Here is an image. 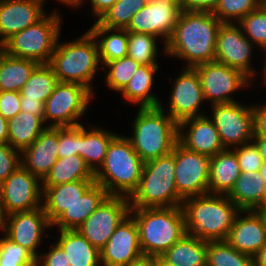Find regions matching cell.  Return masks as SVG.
Returning a JSON list of instances; mask_svg holds the SVG:
<instances>
[{
  "instance_id": "1",
  "label": "cell",
  "mask_w": 266,
  "mask_h": 266,
  "mask_svg": "<svg viewBox=\"0 0 266 266\" xmlns=\"http://www.w3.org/2000/svg\"><path fill=\"white\" fill-rule=\"evenodd\" d=\"M221 24L210 12L181 11L163 53L186 60L185 67L214 62Z\"/></svg>"
},
{
  "instance_id": "2",
  "label": "cell",
  "mask_w": 266,
  "mask_h": 266,
  "mask_svg": "<svg viewBox=\"0 0 266 266\" xmlns=\"http://www.w3.org/2000/svg\"><path fill=\"white\" fill-rule=\"evenodd\" d=\"M186 233L204 241L226 240L243 211L227 195L204 194L183 200Z\"/></svg>"
},
{
  "instance_id": "3",
  "label": "cell",
  "mask_w": 266,
  "mask_h": 266,
  "mask_svg": "<svg viewBox=\"0 0 266 266\" xmlns=\"http://www.w3.org/2000/svg\"><path fill=\"white\" fill-rule=\"evenodd\" d=\"M143 165L130 140L117 134L107 148L101 169L95 173V182L109 196L130 198L139 186Z\"/></svg>"
},
{
  "instance_id": "4",
  "label": "cell",
  "mask_w": 266,
  "mask_h": 266,
  "mask_svg": "<svg viewBox=\"0 0 266 266\" xmlns=\"http://www.w3.org/2000/svg\"><path fill=\"white\" fill-rule=\"evenodd\" d=\"M143 255L161 256L186 234L182 207L131 208Z\"/></svg>"
},
{
  "instance_id": "5",
  "label": "cell",
  "mask_w": 266,
  "mask_h": 266,
  "mask_svg": "<svg viewBox=\"0 0 266 266\" xmlns=\"http://www.w3.org/2000/svg\"><path fill=\"white\" fill-rule=\"evenodd\" d=\"M133 122V136L127 137L135 152L145 163L167 155L178 142V123L159 107L138 110Z\"/></svg>"
},
{
  "instance_id": "6",
  "label": "cell",
  "mask_w": 266,
  "mask_h": 266,
  "mask_svg": "<svg viewBox=\"0 0 266 266\" xmlns=\"http://www.w3.org/2000/svg\"><path fill=\"white\" fill-rule=\"evenodd\" d=\"M129 200L131 208L182 207L175 186V146L171 153L144 163L139 186Z\"/></svg>"
},
{
  "instance_id": "7",
  "label": "cell",
  "mask_w": 266,
  "mask_h": 266,
  "mask_svg": "<svg viewBox=\"0 0 266 266\" xmlns=\"http://www.w3.org/2000/svg\"><path fill=\"white\" fill-rule=\"evenodd\" d=\"M99 63V48L96 39L88 30L72 42L60 44L57 40L49 65L59 82L77 83L92 91L90 84Z\"/></svg>"
},
{
  "instance_id": "8",
  "label": "cell",
  "mask_w": 266,
  "mask_h": 266,
  "mask_svg": "<svg viewBox=\"0 0 266 266\" xmlns=\"http://www.w3.org/2000/svg\"><path fill=\"white\" fill-rule=\"evenodd\" d=\"M57 12L45 15L37 23L12 35L3 43V52L16 58L49 64L61 29Z\"/></svg>"
},
{
  "instance_id": "9",
  "label": "cell",
  "mask_w": 266,
  "mask_h": 266,
  "mask_svg": "<svg viewBox=\"0 0 266 266\" xmlns=\"http://www.w3.org/2000/svg\"><path fill=\"white\" fill-rule=\"evenodd\" d=\"M93 91L77 83L59 82L44 104V123L52 121L48 127H72L80 125L88 108ZM54 121V122H53Z\"/></svg>"
},
{
  "instance_id": "10",
  "label": "cell",
  "mask_w": 266,
  "mask_h": 266,
  "mask_svg": "<svg viewBox=\"0 0 266 266\" xmlns=\"http://www.w3.org/2000/svg\"><path fill=\"white\" fill-rule=\"evenodd\" d=\"M130 209L129 198L108 196L77 231L101 251L115 229L130 215Z\"/></svg>"
},
{
  "instance_id": "11",
  "label": "cell",
  "mask_w": 266,
  "mask_h": 266,
  "mask_svg": "<svg viewBox=\"0 0 266 266\" xmlns=\"http://www.w3.org/2000/svg\"><path fill=\"white\" fill-rule=\"evenodd\" d=\"M212 121L220 135L223 146L237 147L251 142L254 137V117L252 105L240 102L212 104Z\"/></svg>"
},
{
  "instance_id": "12",
  "label": "cell",
  "mask_w": 266,
  "mask_h": 266,
  "mask_svg": "<svg viewBox=\"0 0 266 266\" xmlns=\"http://www.w3.org/2000/svg\"><path fill=\"white\" fill-rule=\"evenodd\" d=\"M210 157L175 144V186L184 200L208 194Z\"/></svg>"
},
{
  "instance_id": "13",
  "label": "cell",
  "mask_w": 266,
  "mask_h": 266,
  "mask_svg": "<svg viewBox=\"0 0 266 266\" xmlns=\"http://www.w3.org/2000/svg\"><path fill=\"white\" fill-rule=\"evenodd\" d=\"M193 68L198 73L204 99L211 100V105L236 102L230 95L249 86L251 80L243 72L216 61L199 64Z\"/></svg>"
},
{
  "instance_id": "14",
  "label": "cell",
  "mask_w": 266,
  "mask_h": 266,
  "mask_svg": "<svg viewBox=\"0 0 266 266\" xmlns=\"http://www.w3.org/2000/svg\"><path fill=\"white\" fill-rule=\"evenodd\" d=\"M42 181L20 165L1 186L6 215L42 206Z\"/></svg>"
},
{
  "instance_id": "15",
  "label": "cell",
  "mask_w": 266,
  "mask_h": 266,
  "mask_svg": "<svg viewBox=\"0 0 266 266\" xmlns=\"http://www.w3.org/2000/svg\"><path fill=\"white\" fill-rule=\"evenodd\" d=\"M235 23L234 21V23L220 25L215 48V61L237 69L250 79H254L253 77L257 73L250 65L254 44L244 35L241 27Z\"/></svg>"
},
{
  "instance_id": "16",
  "label": "cell",
  "mask_w": 266,
  "mask_h": 266,
  "mask_svg": "<svg viewBox=\"0 0 266 266\" xmlns=\"http://www.w3.org/2000/svg\"><path fill=\"white\" fill-rule=\"evenodd\" d=\"M180 12V8L171 2L149 0L146 6L133 15L126 30L162 37L166 45L172 36Z\"/></svg>"
},
{
  "instance_id": "17",
  "label": "cell",
  "mask_w": 266,
  "mask_h": 266,
  "mask_svg": "<svg viewBox=\"0 0 266 266\" xmlns=\"http://www.w3.org/2000/svg\"><path fill=\"white\" fill-rule=\"evenodd\" d=\"M0 227L11 241L28 249L36 258V249L41 243L45 230L51 227L43 207L30 211L14 212L6 216ZM8 219V220H7Z\"/></svg>"
},
{
  "instance_id": "18",
  "label": "cell",
  "mask_w": 266,
  "mask_h": 266,
  "mask_svg": "<svg viewBox=\"0 0 266 266\" xmlns=\"http://www.w3.org/2000/svg\"><path fill=\"white\" fill-rule=\"evenodd\" d=\"M204 95L197 71L192 67H184L176 79L169 101L168 113L178 124L182 121L202 116L199 113Z\"/></svg>"
},
{
  "instance_id": "19",
  "label": "cell",
  "mask_w": 266,
  "mask_h": 266,
  "mask_svg": "<svg viewBox=\"0 0 266 266\" xmlns=\"http://www.w3.org/2000/svg\"><path fill=\"white\" fill-rule=\"evenodd\" d=\"M100 254L103 266H127L143 256L139 244V229L131 215L115 229Z\"/></svg>"
},
{
  "instance_id": "20",
  "label": "cell",
  "mask_w": 266,
  "mask_h": 266,
  "mask_svg": "<svg viewBox=\"0 0 266 266\" xmlns=\"http://www.w3.org/2000/svg\"><path fill=\"white\" fill-rule=\"evenodd\" d=\"M187 133L184 128L188 127ZM178 142L186 149L213 157L224 151L220 135L211 117L206 115L189 118L178 124Z\"/></svg>"
},
{
  "instance_id": "21",
  "label": "cell",
  "mask_w": 266,
  "mask_h": 266,
  "mask_svg": "<svg viewBox=\"0 0 266 266\" xmlns=\"http://www.w3.org/2000/svg\"><path fill=\"white\" fill-rule=\"evenodd\" d=\"M45 0H0V41L37 23L47 13Z\"/></svg>"
},
{
  "instance_id": "22",
  "label": "cell",
  "mask_w": 266,
  "mask_h": 266,
  "mask_svg": "<svg viewBox=\"0 0 266 266\" xmlns=\"http://www.w3.org/2000/svg\"><path fill=\"white\" fill-rule=\"evenodd\" d=\"M58 146L59 127H47L21 152V165L42 181L56 163Z\"/></svg>"
},
{
  "instance_id": "23",
  "label": "cell",
  "mask_w": 266,
  "mask_h": 266,
  "mask_svg": "<svg viewBox=\"0 0 266 266\" xmlns=\"http://www.w3.org/2000/svg\"><path fill=\"white\" fill-rule=\"evenodd\" d=\"M243 213L247 215H237L226 241L237 251L254 257L266 244V226L255 210Z\"/></svg>"
},
{
  "instance_id": "24",
  "label": "cell",
  "mask_w": 266,
  "mask_h": 266,
  "mask_svg": "<svg viewBox=\"0 0 266 266\" xmlns=\"http://www.w3.org/2000/svg\"><path fill=\"white\" fill-rule=\"evenodd\" d=\"M95 180H80L54 186H41L42 207L52 225L69 207L87 191Z\"/></svg>"
},
{
  "instance_id": "25",
  "label": "cell",
  "mask_w": 266,
  "mask_h": 266,
  "mask_svg": "<svg viewBox=\"0 0 266 266\" xmlns=\"http://www.w3.org/2000/svg\"><path fill=\"white\" fill-rule=\"evenodd\" d=\"M241 174L233 148L210 157L208 193L228 195Z\"/></svg>"
},
{
  "instance_id": "26",
  "label": "cell",
  "mask_w": 266,
  "mask_h": 266,
  "mask_svg": "<svg viewBox=\"0 0 266 266\" xmlns=\"http://www.w3.org/2000/svg\"><path fill=\"white\" fill-rule=\"evenodd\" d=\"M108 196L107 191L94 182L82 197L51 225V228L58 226L59 230H77Z\"/></svg>"
},
{
  "instance_id": "27",
  "label": "cell",
  "mask_w": 266,
  "mask_h": 266,
  "mask_svg": "<svg viewBox=\"0 0 266 266\" xmlns=\"http://www.w3.org/2000/svg\"><path fill=\"white\" fill-rule=\"evenodd\" d=\"M266 193V183L259 171L241 172L227 197L242 211L258 208Z\"/></svg>"
},
{
  "instance_id": "28",
  "label": "cell",
  "mask_w": 266,
  "mask_h": 266,
  "mask_svg": "<svg viewBox=\"0 0 266 266\" xmlns=\"http://www.w3.org/2000/svg\"><path fill=\"white\" fill-rule=\"evenodd\" d=\"M57 244L64 250L70 266H101L100 251L77 230H59Z\"/></svg>"
},
{
  "instance_id": "29",
  "label": "cell",
  "mask_w": 266,
  "mask_h": 266,
  "mask_svg": "<svg viewBox=\"0 0 266 266\" xmlns=\"http://www.w3.org/2000/svg\"><path fill=\"white\" fill-rule=\"evenodd\" d=\"M115 136L114 132H108L97 127L87 131L80 124L79 156L84 159L94 174L104 163L107 148Z\"/></svg>"
},
{
  "instance_id": "30",
  "label": "cell",
  "mask_w": 266,
  "mask_h": 266,
  "mask_svg": "<svg viewBox=\"0 0 266 266\" xmlns=\"http://www.w3.org/2000/svg\"><path fill=\"white\" fill-rule=\"evenodd\" d=\"M43 119L24 111L8 119V143L19 152L29 147L48 127Z\"/></svg>"
},
{
  "instance_id": "31",
  "label": "cell",
  "mask_w": 266,
  "mask_h": 266,
  "mask_svg": "<svg viewBox=\"0 0 266 266\" xmlns=\"http://www.w3.org/2000/svg\"><path fill=\"white\" fill-rule=\"evenodd\" d=\"M158 68V66L141 65L120 91L123 97L128 102L140 104V108L159 107L161 102L157 95H153L150 92L154 82L153 75Z\"/></svg>"
},
{
  "instance_id": "32",
  "label": "cell",
  "mask_w": 266,
  "mask_h": 266,
  "mask_svg": "<svg viewBox=\"0 0 266 266\" xmlns=\"http://www.w3.org/2000/svg\"><path fill=\"white\" fill-rule=\"evenodd\" d=\"M207 241L186 233L161 257L175 266H206Z\"/></svg>"
},
{
  "instance_id": "33",
  "label": "cell",
  "mask_w": 266,
  "mask_h": 266,
  "mask_svg": "<svg viewBox=\"0 0 266 266\" xmlns=\"http://www.w3.org/2000/svg\"><path fill=\"white\" fill-rule=\"evenodd\" d=\"M37 61L0 54V91L20 92L30 78Z\"/></svg>"
},
{
  "instance_id": "34",
  "label": "cell",
  "mask_w": 266,
  "mask_h": 266,
  "mask_svg": "<svg viewBox=\"0 0 266 266\" xmlns=\"http://www.w3.org/2000/svg\"><path fill=\"white\" fill-rule=\"evenodd\" d=\"M80 180H95V174L79 155H71L57 158L41 184L42 186H54Z\"/></svg>"
},
{
  "instance_id": "35",
  "label": "cell",
  "mask_w": 266,
  "mask_h": 266,
  "mask_svg": "<svg viewBox=\"0 0 266 266\" xmlns=\"http://www.w3.org/2000/svg\"><path fill=\"white\" fill-rule=\"evenodd\" d=\"M89 31L96 39L101 64L104 65L107 62L127 56L128 31L126 29H110L95 21ZM111 31L115 33H110ZM108 33L110 34L108 35ZM106 34L107 36H105Z\"/></svg>"
},
{
  "instance_id": "36",
  "label": "cell",
  "mask_w": 266,
  "mask_h": 266,
  "mask_svg": "<svg viewBox=\"0 0 266 266\" xmlns=\"http://www.w3.org/2000/svg\"><path fill=\"white\" fill-rule=\"evenodd\" d=\"M59 83L54 70L49 64H39L20 90V96L45 101Z\"/></svg>"
},
{
  "instance_id": "37",
  "label": "cell",
  "mask_w": 266,
  "mask_h": 266,
  "mask_svg": "<svg viewBox=\"0 0 266 266\" xmlns=\"http://www.w3.org/2000/svg\"><path fill=\"white\" fill-rule=\"evenodd\" d=\"M206 266H254V257L237 251L226 240L207 241Z\"/></svg>"
},
{
  "instance_id": "38",
  "label": "cell",
  "mask_w": 266,
  "mask_h": 266,
  "mask_svg": "<svg viewBox=\"0 0 266 266\" xmlns=\"http://www.w3.org/2000/svg\"><path fill=\"white\" fill-rule=\"evenodd\" d=\"M148 1L117 0L96 22L110 29H127L133 15L146 6Z\"/></svg>"
},
{
  "instance_id": "39",
  "label": "cell",
  "mask_w": 266,
  "mask_h": 266,
  "mask_svg": "<svg viewBox=\"0 0 266 266\" xmlns=\"http://www.w3.org/2000/svg\"><path fill=\"white\" fill-rule=\"evenodd\" d=\"M156 38L146 33L128 32L127 56L142 65L158 66Z\"/></svg>"
},
{
  "instance_id": "40",
  "label": "cell",
  "mask_w": 266,
  "mask_h": 266,
  "mask_svg": "<svg viewBox=\"0 0 266 266\" xmlns=\"http://www.w3.org/2000/svg\"><path fill=\"white\" fill-rule=\"evenodd\" d=\"M104 65L105 73L107 72L106 67L109 68L105 76V84H107L110 90L112 89L120 92L142 64L126 56L107 62Z\"/></svg>"
},
{
  "instance_id": "41",
  "label": "cell",
  "mask_w": 266,
  "mask_h": 266,
  "mask_svg": "<svg viewBox=\"0 0 266 266\" xmlns=\"http://www.w3.org/2000/svg\"><path fill=\"white\" fill-rule=\"evenodd\" d=\"M243 33L254 44L266 50V8L258 7L243 17L238 23Z\"/></svg>"
},
{
  "instance_id": "42",
  "label": "cell",
  "mask_w": 266,
  "mask_h": 266,
  "mask_svg": "<svg viewBox=\"0 0 266 266\" xmlns=\"http://www.w3.org/2000/svg\"><path fill=\"white\" fill-rule=\"evenodd\" d=\"M259 7L257 0H219L217 8L212 12L222 23L239 22L250 12Z\"/></svg>"
},
{
  "instance_id": "43",
  "label": "cell",
  "mask_w": 266,
  "mask_h": 266,
  "mask_svg": "<svg viewBox=\"0 0 266 266\" xmlns=\"http://www.w3.org/2000/svg\"><path fill=\"white\" fill-rule=\"evenodd\" d=\"M36 257L25 247L4 236L0 238V266H29Z\"/></svg>"
},
{
  "instance_id": "44",
  "label": "cell",
  "mask_w": 266,
  "mask_h": 266,
  "mask_svg": "<svg viewBox=\"0 0 266 266\" xmlns=\"http://www.w3.org/2000/svg\"><path fill=\"white\" fill-rule=\"evenodd\" d=\"M233 151L236 154L241 172L259 171L263 160L259 149L253 140L234 147Z\"/></svg>"
},
{
  "instance_id": "45",
  "label": "cell",
  "mask_w": 266,
  "mask_h": 266,
  "mask_svg": "<svg viewBox=\"0 0 266 266\" xmlns=\"http://www.w3.org/2000/svg\"><path fill=\"white\" fill-rule=\"evenodd\" d=\"M80 125L59 127L58 158L79 155Z\"/></svg>"
},
{
  "instance_id": "46",
  "label": "cell",
  "mask_w": 266,
  "mask_h": 266,
  "mask_svg": "<svg viewBox=\"0 0 266 266\" xmlns=\"http://www.w3.org/2000/svg\"><path fill=\"white\" fill-rule=\"evenodd\" d=\"M20 153L9 143H0V184L21 165Z\"/></svg>"
},
{
  "instance_id": "47",
  "label": "cell",
  "mask_w": 266,
  "mask_h": 266,
  "mask_svg": "<svg viewBox=\"0 0 266 266\" xmlns=\"http://www.w3.org/2000/svg\"><path fill=\"white\" fill-rule=\"evenodd\" d=\"M20 111V92L0 91V114L8 120Z\"/></svg>"
},
{
  "instance_id": "48",
  "label": "cell",
  "mask_w": 266,
  "mask_h": 266,
  "mask_svg": "<svg viewBox=\"0 0 266 266\" xmlns=\"http://www.w3.org/2000/svg\"><path fill=\"white\" fill-rule=\"evenodd\" d=\"M36 262L39 266H70L66 253L57 243L52 245L47 254L39 255Z\"/></svg>"
},
{
  "instance_id": "49",
  "label": "cell",
  "mask_w": 266,
  "mask_h": 266,
  "mask_svg": "<svg viewBox=\"0 0 266 266\" xmlns=\"http://www.w3.org/2000/svg\"><path fill=\"white\" fill-rule=\"evenodd\" d=\"M218 3L219 0H181V11L212 13Z\"/></svg>"
},
{
  "instance_id": "50",
  "label": "cell",
  "mask_w": 266,
  "mask_h": 266,
  "mask_svg": "<svg viewBox=\"0 0 266 266\" xmlns=\"http://www.w3.org/2000/svg\"><path fill=\"white\" fill-rule=\"evenodd\" d=\"M254 136H266V104L264 106H253Z\"/></svg>"
},
{
  "instance_id": "51",
  "label": "cell",
  "mask_w": 266,
  "mask_h": 266,
  "mask_svg": "<svg viewBox=\"0 0 266 266\" xmlns=\"http://www.w3.org/2000/svg\"><path fill=\"white\" fill-rule=\"evenodd\" d=\"M21 111L37 115L43 119L44 103L38 99L27 98V96H20Z\"/></svg>"
},
{
  "instance_id": "52",
  "label": "cell",
  "mask_w": 266,
  "mask_h": 266,
  "mask_svg": "<svg viewBox=\"0 0 266 266\" xmlns=\"http://www.w3.org/2000/svg\"><path fill=\"white\" fill-rule=\"evenodd\" d=\"M92 5V12L97 16V20L111 8L117 0H90ZM84 0H76L70 7L80 6Z\"/></svg>"
},
{
  "instance_id": "53",
  "label": "cell",
  "mask_w": 266,
  "mask_h": 266,
  "mask_svg": "<svg viewBox=\"0 0 266 266\" xmlns=\"http://www.w3.org/2000/svg\"><path fill=\"white\" fill-rule=\"evenodd\" d=\"M127 266H156V256H141Z\"/></svg>"
},
{
  "instance_id": "54",
  "label": "cell",
  "mask_w": 266,
  "mask_h": 266,
  "mask_svg": "<svg viewBox=\"0 0 266 266\" xmlns=\"http://www.w3.org/2000/svg\"><path fill=\"white\" fill-rule=\"evenodd\" d=\"M253 141L259 149L263 162H266V136H254Z\"/></svg>"
},
{
  "instance_id": "55",
  "label": "cell",
  "mask_w": 266,
  "mask_h": 266,
  "mask_svg": "<svg viewBox=\"0 0 266 266\" xmlns=\"http://www.w3.org/2000/svg\"><path fill=\"white\" fill-rule=\"evenodd\" d=\"M0 143H8V120L0 114Z\"/></svg>"
},
{
  "instance_id": "56",
  "label": "cell",
  "mask_w": 266,
  "mask_h": 266,
  "mask_svg": "<svg viewBox=\"0 0 266 266\" xmlns=\"http://www.w3.org/2000/svg\"><path fill=\"white\" fill-rule=\"evenodd\" d=\"M254 266H266V244L254 256Z\"/></svg>"
},
{
  "instance_id": "57",
  "label": "cell",
  "mask_w": 266,
  "mask_h": 266,
  "mask_svg": "<svg viewBox=\"0 0 266 266\" xmlns=\"http://www.w3.org/2000/svg\"><path fill=\"white\" fill-rule=\"evenodd\" d=\"M6 216L7 215H6V212L4 210V206H3L2 192H1V186H0V227L5 222Z\"/></svg>"
},
{
  "instance_id": "58",
  "label": "cell",
  "mask_w": 266,
  "mask_h": 266,
  "mask_svg": "<svg viewBox=\"0 0 266 266\" xmlns=\"http://www.w3.org/2000/svg\"><path fill=\"white\" fill-rule=\"evenodd\" d=\"M156 266H175V265L168 263L161 256H156Z\"/></svg>"
},
{
  "instance_id": "59",
  "label": "cell",
  "mask_w": 266,
  "mask_h": 266,
  "mask_svg": "<svg viewBox=\"0 0 266 266\" xmlns=\"http://www.w3.org/2000/svg\"><path fill=\"white\" fill-rule=\"evenodd\" d=\"M255 211L257 213H266V193H265L263 201L261 202V204L258 206V208Z\"/></svg>"
},
{
  "instance_id": "60",
  "label": "cell",
  "mask_w": 266,
  "mask_h": 266,
  "mask_svg": "<svg viewBox=\"0 0 266 266\" xmlns=\"http://www.w3.org/2000/svg\"><path fill=\"white\" fill-rule=\"evenodd\" d=\"M259 173L263 177V179L265 180V183H266V162L262 163V166L259 169Z\"/></svg>"
},
{
  "instance_id": "61",
  "label": "cell",
  "mask_w": 266,
  "mask_h": 266,
  "mask_svg": "<svg viewBox=\"0 0 266 266\" xmlns=\"http://www.w3.org/2000/svg\"><path fill=\"white\" fill-rule=\"evenodd\" d=\"M165 1L171 2V3L175 4V5H177L180 8V10H181V0H165Z\"/></svg>"
},
{
  "instance_id": "62",
  "label": "cell",
  "mask_w": 266,
  "mask_h": 266,
  "mask_svg": "<svg viewBox=\"0 0 266 266\" xmlns=\"http://www.w3.org/2000/svg\"><path fill=\"white\" fill-rule=\"evenodd\" d=\"M259 7L266 8V0H257Z\"/></svg>"
},
{
  "instance_id": "63",
  "label": "cell",
  "mask_w": 266,
  "mask_h": 266,
  "mask_svg": "<svg viewBox=\"0 0 266 266\" xmlns=\"http://www.w3.org/2000/svg\"><path fill=\"white\" fill-rule=\"evenodd\" d=\"M265 52H266V51H265ZM265 62H266V59H265ZM263 71H264V72H262V73L264 74V77H263V78H264V79H263V82H264V83H263V84L266 85V63H265V65H264V69H263Z\"/></svg>"
},
{
  "instance_id": "64",
  "label": "cell",
  "mask_w": 266,
  "mask_h": 266,
  "mask_svg": "<svg viewBox=\"0 0 266 266\" xmlns=\"http://www.w3.org/2000/svg\"><path fill=\"white\" fill-rule=\"evenodd\" d=\"M76 0H66L67 6H71Z\"/></svg>"
},
{
  "instance_id": "65",
  "label": "cell",
  "mask_w": 266,
  "mask_h": 266,
  "mask_svg": "<svg viewBox=\"0 0 266 266\" xmlns=\"http://www.w3.org/2000/svg\"><path fill=\"white\" fill-rule=\"evenodd\" d=\"M262 216L263 220H264V223H265V226H266V213H258Z\"/></svg>"
},
{
  "instance_id": "66",
  "label": "cell",
  "mask_w": 266,
  "mask_h": 266,
  "mask_svg": "<svg viewBox=\"0 0 266 266\" xmlns=\"http://www.w3.org/2000/svg\"><path fill=\"white\" fill-rule=\"evenodd\" d=\"M3 52V43L0 41V54Z\"/></svg>"
},
{
  "instance_id": "67",
  "label": "cell",
  "mask_w": 266,
  "mask_h": 266,
  "mask_svg": "<svg viewBox=\"0 0 266 266\" xmlns=\"http://www.w3.org/2000/svg\"><path fill=\"white\" fill-rule=\"evenodd\" d=\"M29 266H39L37 262L33 263L32 265Z\"/></svg>"
},
{
  "instance_id": "68",
  "label": "cell",
  "mask_w": 266,
  "mask_h": 266,
  "mask_svg": "<svg viewBox=\"0 0 266 266\" xmlns=\"http://www.w3.org/2000/svg\"><path fill=\"white\" fill-rule=\"evenodd\" d=\"M58 1L66 4V0H58Z\"/></svg>"
}]
</instances>
